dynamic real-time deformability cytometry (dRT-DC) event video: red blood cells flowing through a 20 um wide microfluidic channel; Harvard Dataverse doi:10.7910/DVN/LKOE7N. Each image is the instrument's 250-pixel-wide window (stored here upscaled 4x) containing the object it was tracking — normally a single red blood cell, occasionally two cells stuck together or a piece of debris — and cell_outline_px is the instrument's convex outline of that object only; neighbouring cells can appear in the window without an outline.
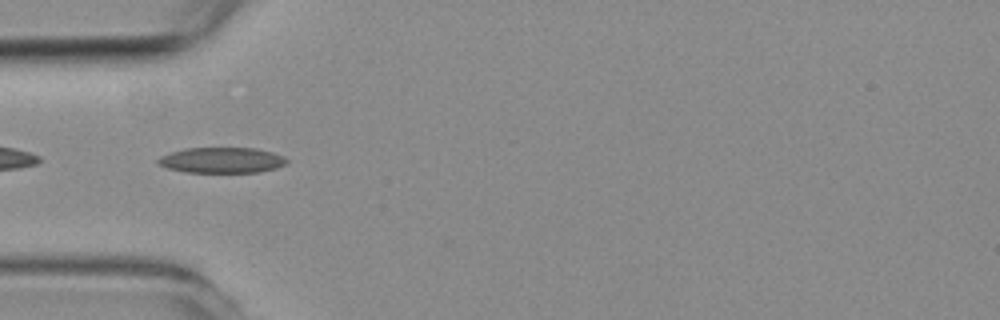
{"species": "common noctule bat (a hibernating species)", "species_latin": "Nyctalus noctula", "temperature_condition": "room temperature", "stored_images_in_passage": 38, "camera_frame_rate_fps": 3000, "um_per_image_px": 0.085, "animal": {"sex": "female", "body_mass_g": 19.3, "forearm_length_mm": 54.1}, "frame": {"image": 1, "passage_image": 1, "time_ms": 0.0, "image_size_px": [1000, 320], "cell_outline_px": [[288, 164], [276, 168], [256, 172], [184, 172], [168, 168], [160, 164], [156, 160], [160, 156], [172, 152], [188, 148], [252, 148], [272, 152], [284, 156], [288, 160]], "centroid_in_image_um": [18.88, 13.62], "position_along_channel_um": 66.1, "area_um2": 19.07}}
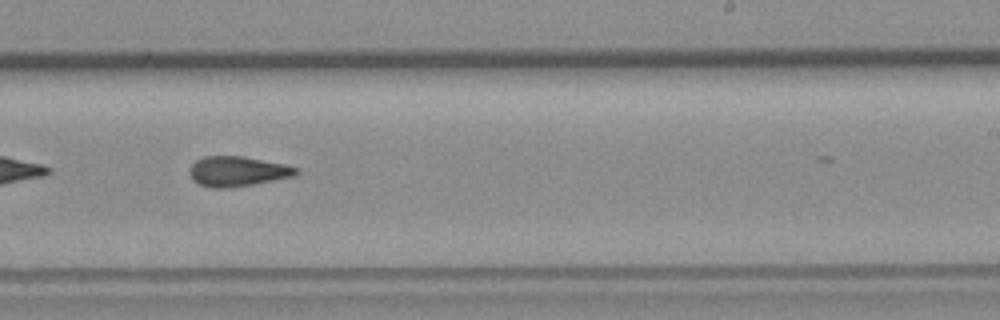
{"frame": {"image": 2, "passage_image": 17, "time_ms": 5.333, "image_size_px": [1000, 320], "cell_outline_px": [[300, 172], [296, 176], [256, 184], [228, 188], [212, 188], [200, 184], [192, 180], [188, 172], [192, 164], [196, 160], [204, 156], [244, 156], [284, 164], [300, 168]], "centroid_in_image_um": [20.22, 14.57], "position_along_channel_um": 268.8, "area_um2": 18.96}}
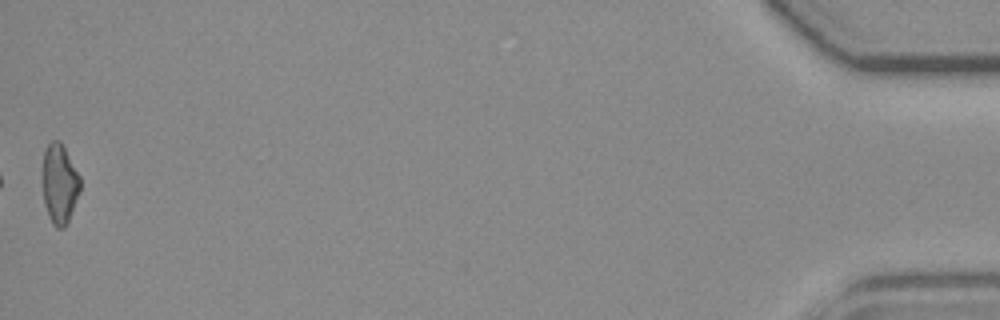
{"frame": {"image": 3, "passage_image": 38, "time_ms": 12.333, "image_size_px": [1000, 320], "cell_outline_px": [[80, 192], [68, 220], [64, 228], [56, 228], [52, 224], [48, 216], [44, 204], [44, 152], [48, 144], [52, 140], [60, 140], [80, 176]], "centroid_in_image_um": [5.08, 15.64], "position_along_channel_um": 430.1, "area_um2": 17.17}, "authors_computed_cell_mechanics": {"area_um2": 18.2359, "velocity_mm_per_s": 3.7975, "shape_relaxation_time_tau1_ms": null, "shape_relaxation_time_tau2_ms": 3.881, "deformation_change_tau1": null, "deformation_change_tau2": 0.1378}}